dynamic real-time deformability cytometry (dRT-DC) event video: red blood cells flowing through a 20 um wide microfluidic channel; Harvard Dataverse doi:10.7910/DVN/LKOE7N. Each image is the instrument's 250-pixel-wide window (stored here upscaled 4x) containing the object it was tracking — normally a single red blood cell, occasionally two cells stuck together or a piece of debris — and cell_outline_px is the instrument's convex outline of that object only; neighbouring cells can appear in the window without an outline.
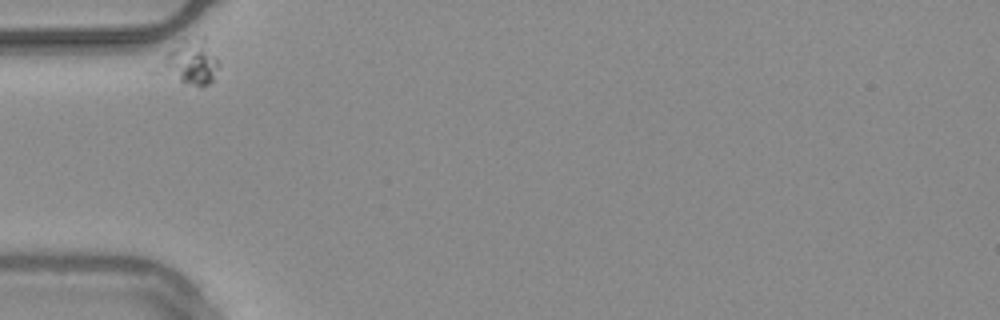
{"species": "common noctule bat (a hibernating species)", "species_latin": "Nyctalus noctula", "temperature_condition": "warm", "stored_images_in_passage": 34, "camera_frame_rate_fps": 3000, "um_per_image_px": 0.085, "animal": {"sex": "male", "body_mass_g": 20.4}, "frame": {"image": 1, "passage_image": 1, "time_ms": 0.0, "image_size_px": [1000, 320], "cell_outline_px": [[220, 64], [212, 80], [208, 84], [200, 88], [148, 72], [184, 36], [204, 36]], "centroid_in_image_um": [16.06, 5.31], "position_along_channel_um": 68.9, "area_um2": 16.53}}
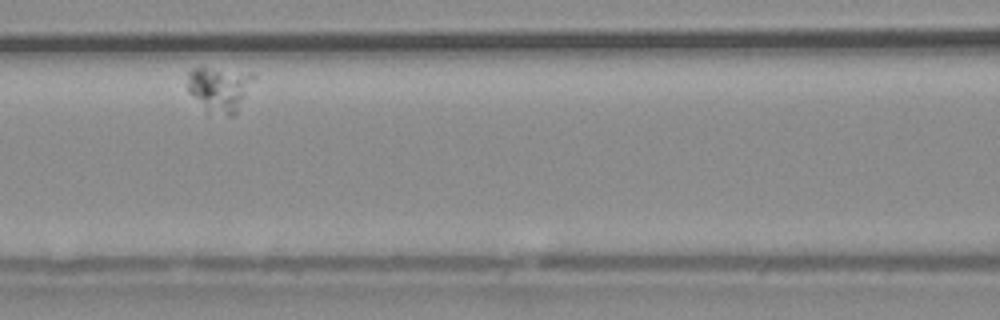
{"frame": {"image": 2, "passage_image": 10, "time_ms": 3.0, "image_size_px": [1000, 320], "cell_outline_px": [[256, 76], [236, 112], [232, 116], [228, 116], [208, 112], [188, 92], [188, 72], [192, 68], [204, 68], [252, 72]], "centroid_in_image_um": [18.65, 7.56], "position_along_channel_um": 147.9, "area_um2": 17.11}}
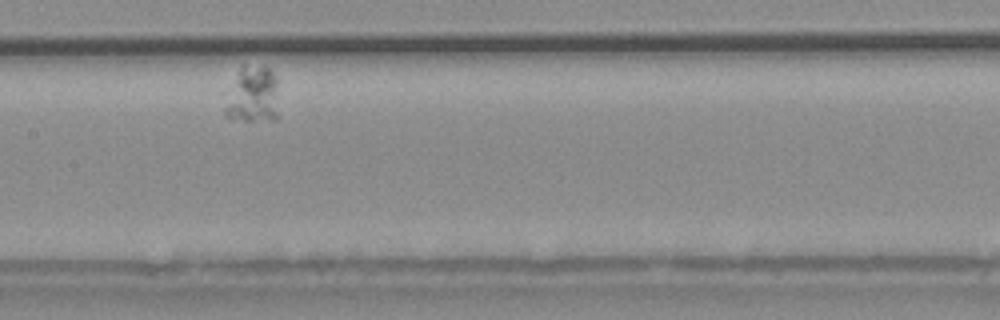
{"frame": {"image": 3, "passage_image": 14, "time_ms": 4.333, "image_size_px": [1000, 320], "cell_outline_px": [[280, 116], [276, 120], [244, 120], [228, 116], [224, 112], [224, 108], [240, 64], [264, 64], [272, 72], [276, 80]], "centroid_in_image_um": [21.55, 8.03], "position_along_channel_um": 185.9, "area_um2": 18.09}}